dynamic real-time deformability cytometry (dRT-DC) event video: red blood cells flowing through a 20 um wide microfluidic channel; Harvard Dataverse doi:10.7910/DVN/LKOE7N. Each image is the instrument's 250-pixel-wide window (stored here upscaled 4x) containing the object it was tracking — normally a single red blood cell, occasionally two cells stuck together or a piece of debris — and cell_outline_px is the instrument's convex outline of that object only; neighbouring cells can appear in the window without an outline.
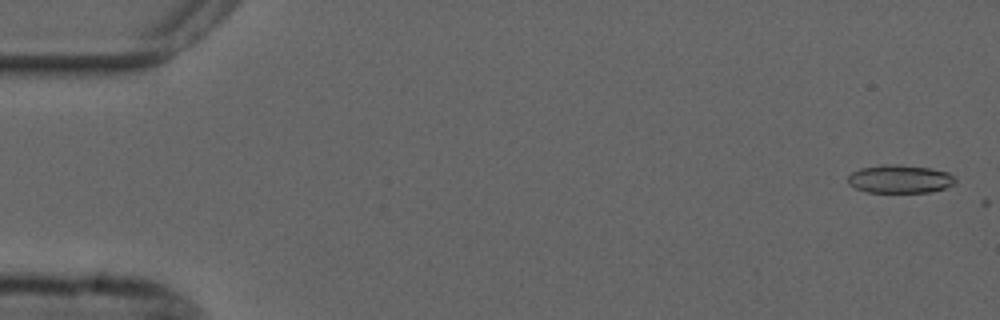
{"species": "common noctule bat (a hibernating species)", "species_latin": "Nyctalus noctula", "temperature_condition": "cold", "stored_images_in_passage": 3, "camera_frame_rate_fps": 3000, "um_per_image_px": 0.085, "animal": {"sex": "male", "forearm_length_mm": 52.5}, "frame": {"image": 1, "passage_image": 2, "time_ms": 0.333, "image_size_px": [1000, 320], "cell_outline_px": [[956, 180], [952, 184], [944, 188], [932, 192], [868, 192], [856, 188], [848, 184], [848, 176], [852, 172], [860, 168], [884, 164], [896, 164], [928, 168], [948, 172], [956, 176]], "centroid_in_image_um": [76.49, 15.21], "position_along_channel_um": 8.5, "area_um2": 17.63}}